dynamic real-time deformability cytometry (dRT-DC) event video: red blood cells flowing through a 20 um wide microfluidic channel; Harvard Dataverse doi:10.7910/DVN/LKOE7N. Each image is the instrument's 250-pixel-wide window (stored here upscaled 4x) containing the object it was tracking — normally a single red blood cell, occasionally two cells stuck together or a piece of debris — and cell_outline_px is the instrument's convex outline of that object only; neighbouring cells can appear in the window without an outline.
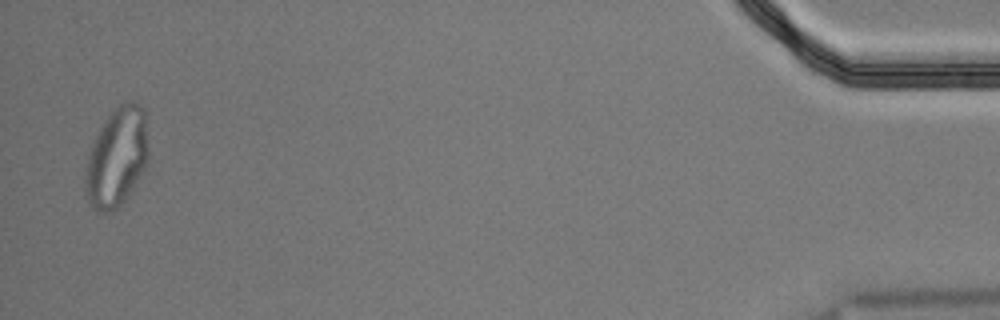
{"species": "Egyptian fruit bat (a non-hibernating species)", "species_latin": "Rousettus aegyptiacus", "temperature_condition": "cold", "stored_images_in_passage": 55, "segment_of_instrument_passage": [2, 2], "camera_frame_rate_fps": 3000, "um_per_image_px": 0.085, "animal": {"sex": "male"}, "frame": {"image": 1, "passage_image": 54, "time_ms": 17.667, "image_size_px": [1000, 320], "cell_outline_px": [[148, 160], [144, 172], [124, 200], [112, 212], [96, 212], [88, 204], [84, 188], [84, 176], [88, 156], [92, 144], [104, 120], [120, 104], [128, 100], [132, 100], [140, 104], [144, 108], [148, 152]], "centroid_in_image_um": [9.92, 13.39], "position_along_channel_um": 425.3, "area_um2": 36.7}}